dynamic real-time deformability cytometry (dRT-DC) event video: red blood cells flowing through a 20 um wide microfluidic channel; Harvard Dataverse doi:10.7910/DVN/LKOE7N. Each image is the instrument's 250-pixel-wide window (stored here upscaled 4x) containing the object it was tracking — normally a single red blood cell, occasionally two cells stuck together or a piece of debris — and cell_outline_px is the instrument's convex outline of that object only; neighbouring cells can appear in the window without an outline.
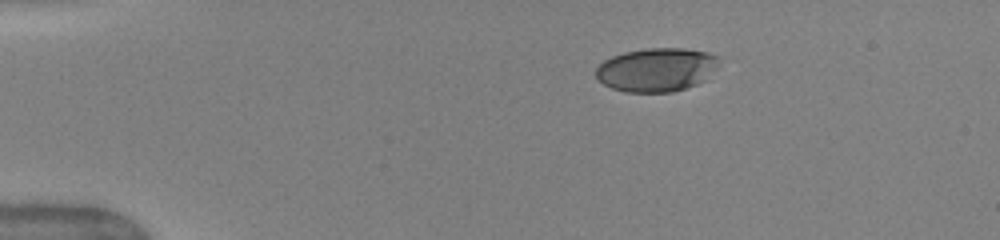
{"species": "human", "species_latin": "Homo sapiens", "temperature_condition": "warm", "stored_images_in_passage": 42, "camera_frame_rate_fps": 3000, "um_per_image_px": 0.085, "donor": {"sex": "female"}, "frame": {"image": 1, "passage_image": 1, "time_ms": 0.0, "image_size_px": [1000, 240], "cell_outline_px": [[720, 64], [708, 80], [672, 92], [624, 92], [612, 88], [604, 84], [596, 76], [596, 68], [604, 60], [612, 56], [624, 52], [648, 48], [684, 48], [708, 52], [720, 56]], "centroid_in_image_um": [55.87, 5.92], "position_along_channel_um": 29.1, "area_um2": 31.67}}
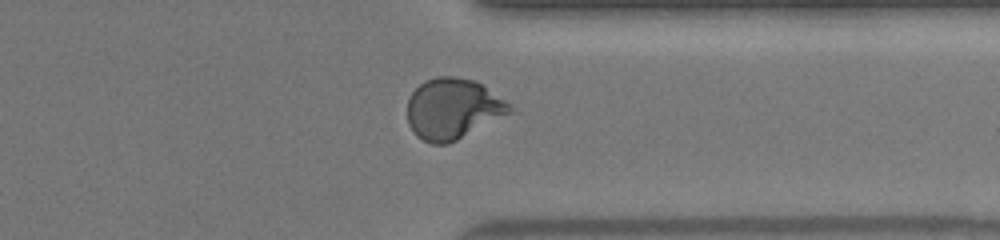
{"frame": {"image": 2, "passage_image": 32, "time_ms": 10.333, "image_size_px": [1000, 240], "cell_outline_px": [[516, 112], [448, 144], [432, 144], [416, 136], [408, 124], [408, 100], [412, 92], [424, 80], [436, 76], [456, 76], [472, 80], [480, 84], [512, 104], [516, 108]], "centroid_in_image_um": [38.54, 9.26], "position_along_channel_um": 372.9, "area_um2": 36.7}}
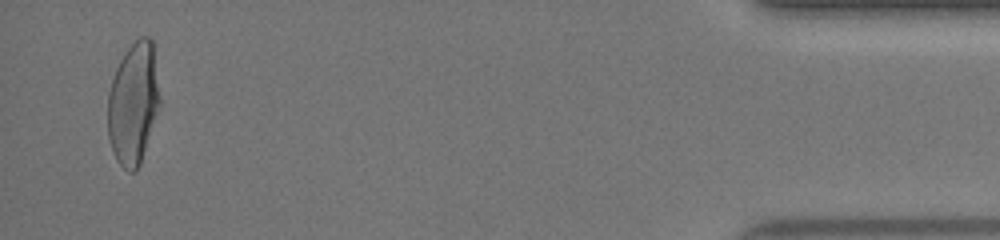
{"frame": {"image": 3, "passage_image": 41, "time_ms": 13.333, "image_size_px": [1000, 240], "cell_outline_px": [[160, 108], [140, 164], [136, 172], [128, 172], [116, 160], [108, 136], [108, 92], [116, 68], [124, 52], [140, 36], [148, 36], [152, 40], [160, 96]], "centroid_in_image_um": [11.34, 8.81], "position_along_channel_um": 423.9, "area_um2": 37.11}, "authors_computed_cell_mechanics": {"area_um2": 35.3447, "velocity_mm_per_s": 4.0322, "shape_relaxation_time_tau1_ms": 3.4026, "shape_relaxation_time_tau2_ms": null, "deformation_change_tau1": 0.1828, "deformation_change_tau2": null}}